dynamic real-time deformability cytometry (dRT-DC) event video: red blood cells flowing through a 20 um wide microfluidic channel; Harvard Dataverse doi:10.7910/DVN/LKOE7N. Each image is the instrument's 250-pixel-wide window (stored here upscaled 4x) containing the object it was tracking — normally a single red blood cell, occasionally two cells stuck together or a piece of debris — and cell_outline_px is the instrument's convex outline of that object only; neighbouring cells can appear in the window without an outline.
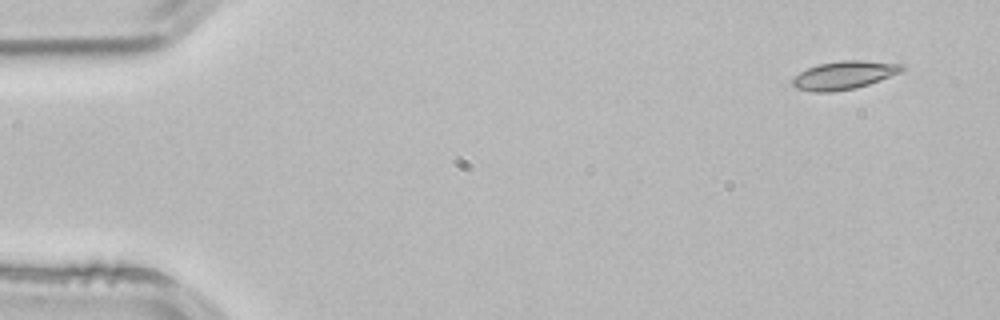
{"species": "common noctule bat (a hibernating species)", "species_latin": "Nyctalus noctula", "temperature_condition": "room temperature", "stored_images_in_passage": 3, "camera_frame_rate_fps": 3000, "um_per_image_px": 0.085, "animal": {"sex": "male", "body_mass_g": 21.5, "forearm_length_mm": 52.0}, "frame": {"image": 1, "passage_image": 1, "time_ms": 0.0, "image_size_px": [1000, 320], "cell_outline_px": [[904, 68], [900, 72], [868, 84], [856, 88], [832, 92], [812, 92], [796, 88], [792, 84], [792, 76], [808, 68], [820, 64], [840, 60], [860, 60], [904, 64]], "centroid_in_image_um": [71.7, 6.39], "position_along_channel_um": 13.3, "area_um2": 17.92}}
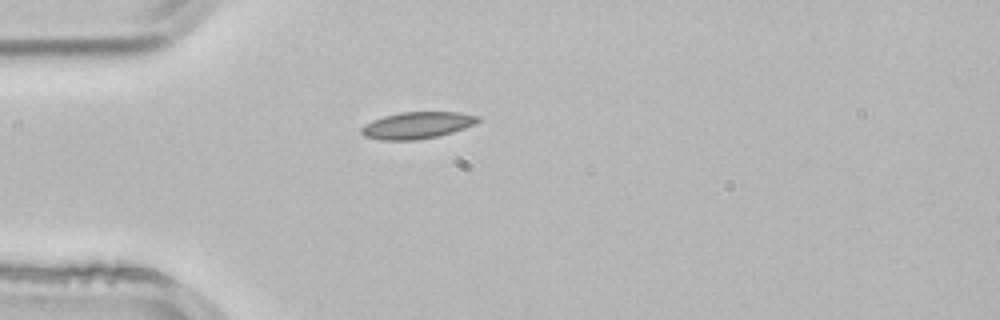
{"frame": {"image": 2, "passage_image": 3, "time_ms": 0.667, "image_size_px": [1000, 320], "cell_outline_px": [[480, 120], [464, 128], [452, 132], [436, 136], [416, 140], [380, 140], [364, 136], [360, 132], [360, 128], [364, 124], [372, 120], [384, 116], [400, 112], [460, 112], [480, 116]], "centroid_in_image_um": [35.41, 10.64], "position_along_channel_um": 49.6, "area_um2": 18.15}}